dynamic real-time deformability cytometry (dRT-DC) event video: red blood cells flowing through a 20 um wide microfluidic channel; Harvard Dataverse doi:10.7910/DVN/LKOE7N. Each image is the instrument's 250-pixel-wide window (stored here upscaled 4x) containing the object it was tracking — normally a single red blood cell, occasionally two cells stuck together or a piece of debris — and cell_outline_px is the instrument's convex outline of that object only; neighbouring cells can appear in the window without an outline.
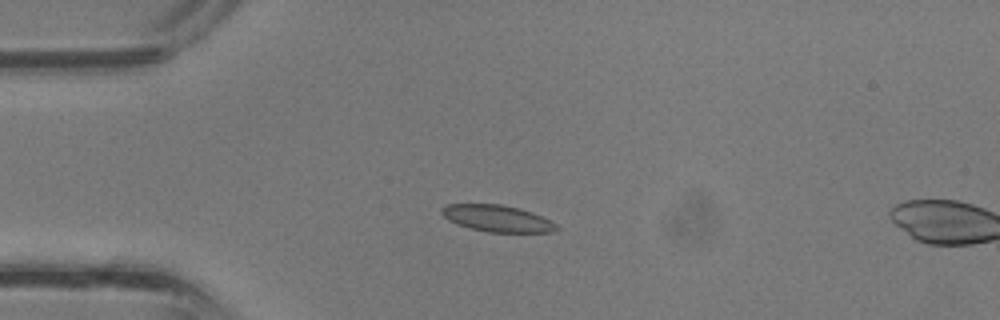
{"species": "common noctule bat (a hibernating species)", "species_latin": "Nyctalus noctula", "temperature_condition": "room temperature", "stored_images_in_passage": 2, "camera_frame_rate_fps": 3000, "um_per_image_px": 0.085, "animal": {"sex": "male", "body_mass_g": 13.3}, "frame": {"image": 1, "passage_image": 1, "time_ms": 0.0, "image_size_px": [1000, 320], "cell_outline_px": [[560, 228], [548, 232], [488, 232], [456, 224], [448, 220], [440, 212], [440, 208], [444, 204], [500, 204], [520, 208], [532, 212], [556, 224]], "centroid_in_image_um": [42.21, 18.55], "position_along_channel_um": 42.8, "area_um2": 17.74}}